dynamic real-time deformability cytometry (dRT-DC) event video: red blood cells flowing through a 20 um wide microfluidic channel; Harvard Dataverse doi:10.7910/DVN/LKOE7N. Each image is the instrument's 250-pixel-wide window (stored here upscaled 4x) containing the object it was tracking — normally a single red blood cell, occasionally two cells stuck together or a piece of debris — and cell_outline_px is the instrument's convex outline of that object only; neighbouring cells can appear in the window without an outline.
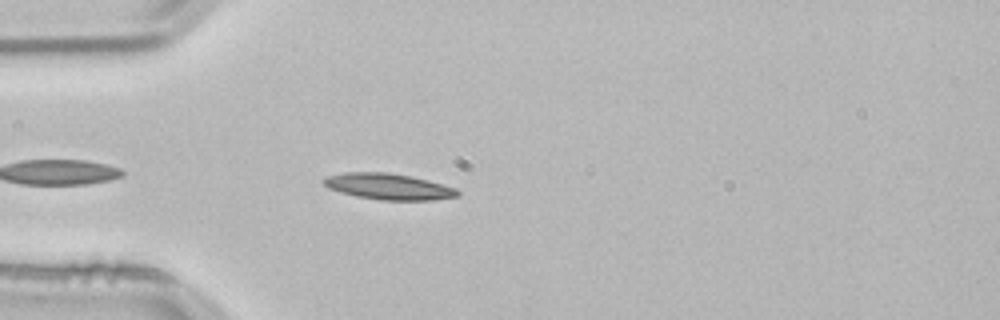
{"species": "common noctule bat (a hibernating species)", "species_latin": "Nyctalus noctula", "temperature_condition": "room temperature", "stored_images_in_passage": 12, "camera_frame_rate_fps": 3000, "um_per_image_px": 0.085, "animal": {"sex": "male", "body_mass_g": 21.5, "forearm_length_mm": 52.0}, "frame": {"image": 1, "passage_image": 4, "time_ms": 1.0, "image_size_px": [1000, 320], "cell_outline_px": [[460, 196], [432, 200], [380, 200], [356, 196], [340, 192], [328, 188], [320, 180], [324, 176], [344, 172], [388, 172], [412, 176], [428, 180], [456, 188], [460, 192]], "centroid_in_image_um": [32.99, 15.85], "position_along_channel_um": 52.0, "area_um2": 20.63}}